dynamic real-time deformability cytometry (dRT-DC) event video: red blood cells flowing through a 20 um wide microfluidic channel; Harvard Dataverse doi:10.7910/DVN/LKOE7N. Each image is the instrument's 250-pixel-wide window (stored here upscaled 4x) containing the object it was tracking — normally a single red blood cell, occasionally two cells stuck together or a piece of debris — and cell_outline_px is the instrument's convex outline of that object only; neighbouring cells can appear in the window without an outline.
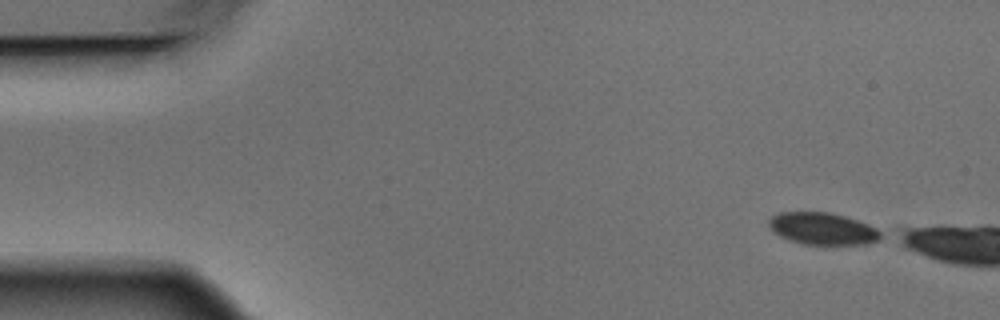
{"species": "Egyptian fruit bat (a non-hibernating species)", "species_latin": "Rousettus aegyptiacus", "temperature_condition": "warm", "stored_images_in_passage": 3, "camera_frame_rate_fps": 3000, "um_per_image_px": 0.085, "animal": {"sex": "male"}, "frame": {"image": 1, "passage_image": 1, "time_ms": 0.0, "image_size_px": [1000, 320], "cell_outline_px": [[888, 236], [880, 240], [868, 244], [804, 244], [788, 240], [772, 232], [768, 224], [768, 220], [772, 216], [780, 212], [828, 212], [844, 216], [868, 224], [876, 228]], "centroid_in_image_um": [69.96, 19.44], "position_along_channel_um": 15.0, "area_um2": 21.15}}